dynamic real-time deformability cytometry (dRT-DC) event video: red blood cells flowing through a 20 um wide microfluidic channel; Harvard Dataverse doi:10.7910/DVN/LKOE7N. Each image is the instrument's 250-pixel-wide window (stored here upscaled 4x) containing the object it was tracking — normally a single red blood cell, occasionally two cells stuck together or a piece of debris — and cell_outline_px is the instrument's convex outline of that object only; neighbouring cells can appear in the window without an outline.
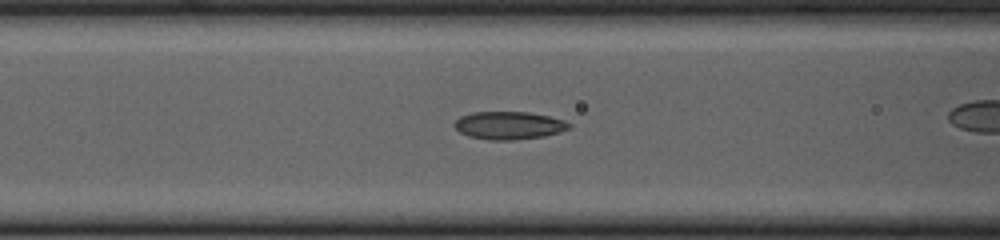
{"species": "common noctule bat (a hibernating species)", "species_latin": "Nyctalus noctula", "temperature_condition": "cold", "stored_images_in_passage": 33, "camera_frame_rate_fps": 3000, "um_per_image_px": 0.085, "animal": {"sex": "female", "body_mass_g": 23.0, "forearm_length_mm": 53.4}, "frame": {"image": 1, "passage_image": 12, "time_ms": 3.667, "image_size_px": [1000, 240], "cell_outline_px": [[572, 124], [568, 128], [560, 132], [544, 136], [512, 140], [488, 140], [468, 136], [460, 132], [452, 124], [460, 116], [472, 112], [528, 112], [548, 116], [564, 120]], "centroid_in_image_um": [43.23, 10.66], "position_along_channel_um": 123.4, "area_um2": 18.61}}
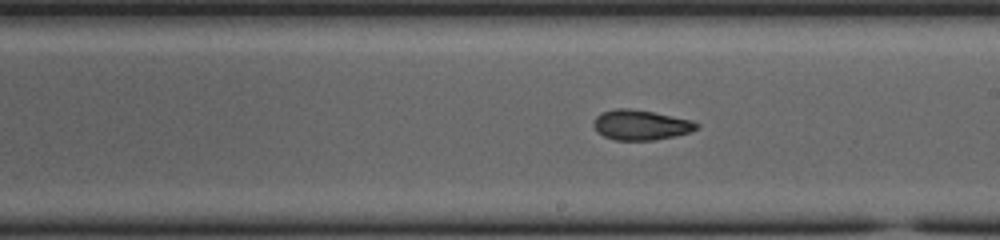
{"frame": {"image": 2, "passage_image": 21, "time_ms": 6.667, "image_size_px": [1000, 240], "cell_outline_px": [[700, 124], [696, 128], [688, 132], [672, 136], [652, 140], [616, 140], [604, 136], [592, 124], [596, 116], [600, 112], [616, 108], [628, 108], [652, 112], [692, 120]], "centroid_in_image_um": [54.43, 10.61], "position_along_channel_um": 234.6, "area_um2": 17.74}}
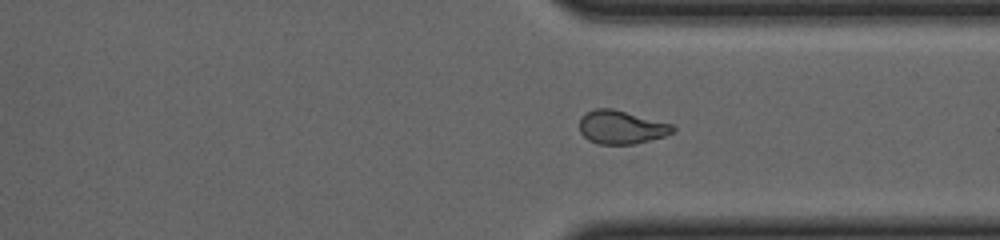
{"frame": {"image": 3, "passage_image": 31, "time_ms": 10.0, "image_size_px": [1000, 240], "cell_outline_px": [[676, 128], [672, 132], [664, 136], [632, 144], [596, 144], [588, 140], [580, 132], [580, 120], [588, 112], [596, 108], [612, 108], [672, 124]], "centroid_in_image_um": [52.8, 10.82], "position_along_channel_um": 358.6, "area_um2": 17.92}}